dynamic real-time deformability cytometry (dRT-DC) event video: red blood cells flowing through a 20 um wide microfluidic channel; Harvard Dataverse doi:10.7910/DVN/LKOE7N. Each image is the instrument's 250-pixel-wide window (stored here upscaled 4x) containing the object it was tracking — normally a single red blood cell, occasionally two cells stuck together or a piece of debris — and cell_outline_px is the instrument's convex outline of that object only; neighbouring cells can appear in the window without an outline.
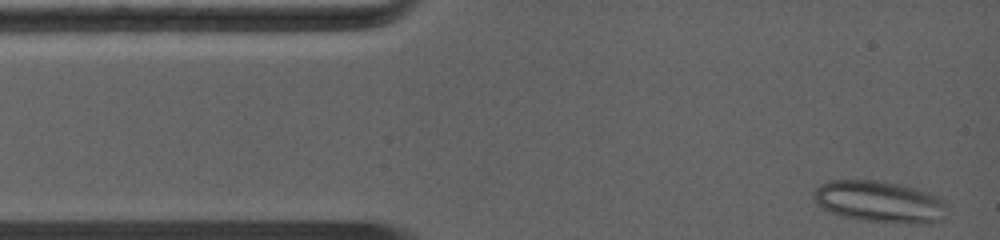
{"species": "common noctule bat (a hibernating species)", "species_latin": "Nyctalus noctula", "temperature_condition": "warm", "stored_images_in_passage": 55, "camera_frame_rate_fps": 5000, "um_per_image_px": 0.085, "animal": {"sex": "female", "body_mass_g": 19.0, "forearm_length_mm": 56.7}, "frame": {"image": 1, "passage_image": 1, "time_ms": 0.0, "image_size_px": [1000, 240], "cell_outline_px": [[940, 220], [932, 224], [916, 224], [864, 220], [840, 216], [816, 204], [816, 188], [820, 184], [828, 180], [876, 180], [900, 184], [916, 188], [928, 192], [936, 196], [940, 200]], "centroid_in_image_um": [74.69, 17.13], "position_along_channel_um": 10.3, "area_um2": 31.56}}
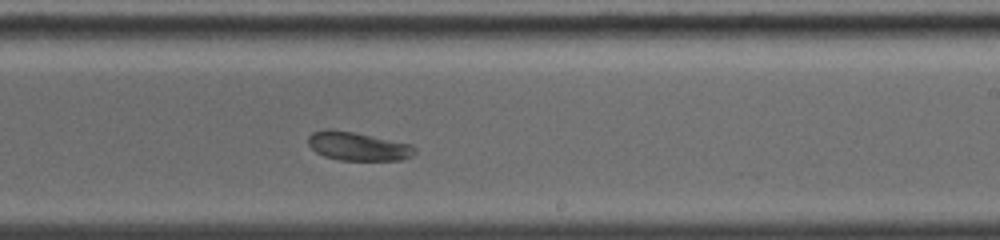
{"frame": {"image": 2, "passage_image": 36, "time_ms": 7.0, "image_size_px": [1000, 240], "cell_outline_px": [[416, 152], [412, 156], [400, 160], [340, 160], [324, 156], [316, 152], [308, 144], [308, 136], [312, 132], [352, 132], [412, 144], [416, 148]], "centroid_in_image_um": [30.49, 12.48], "position_along_channel_um": 258.5, "area_um2": 17.17}}
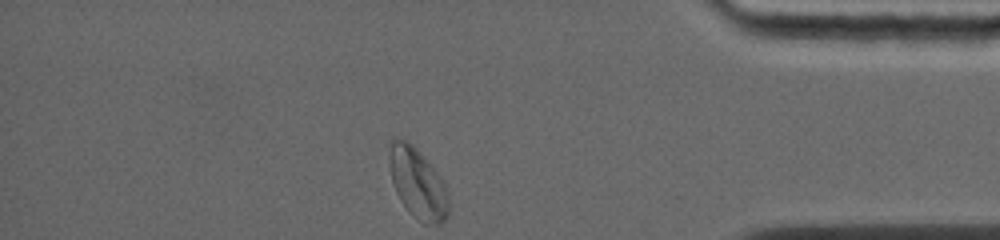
{"frame": {"image": 3, "passage_image": 55, "time_ms": 10.8, "image_size_px": [1000, 240], "cell_outline_px": [[448, 216], [440, 224], [424, 224], [400, 200], [396, 192], [392, 180], [392, 140], [404, 140], [440, 176], [448, 192]], "centroid_in_image_um": [35.57, 15.71], "position_along_channel_um": 399.6, "area_um2": 22.54}}